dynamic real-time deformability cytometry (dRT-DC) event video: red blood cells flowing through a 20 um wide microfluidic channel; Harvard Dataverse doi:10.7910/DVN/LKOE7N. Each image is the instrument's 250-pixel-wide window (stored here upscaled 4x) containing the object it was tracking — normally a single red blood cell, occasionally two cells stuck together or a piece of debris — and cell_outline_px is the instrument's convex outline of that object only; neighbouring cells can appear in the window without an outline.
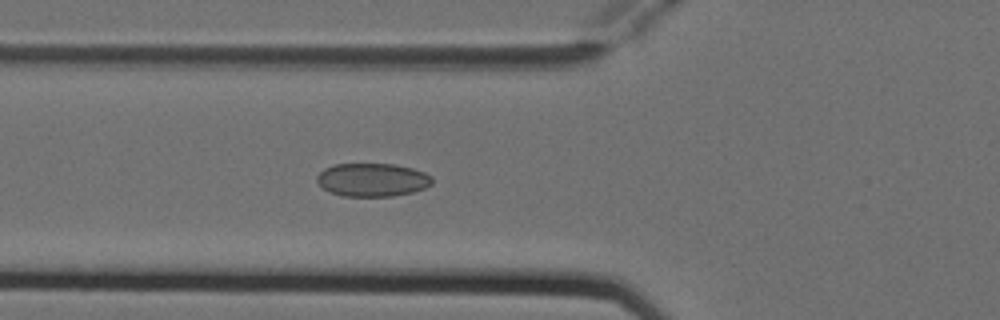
{"species": "Egyptian fruit bat (a non-hibernating species)", "species_latin": "Rousettus aegyptiacus", "temperature_condition": "cold", "stored_images_in_passage": 5, "camera_frame_rate_fps": 3000, "um_per_image_px": 0.085, "animal": {"sex": "female"}, "frame": {"image": 1, "passage_image": 5, "time_ms": 1.333, "image_size_px": [1000, 320], "cell_outline_px": [[432, 184], [424, 188], [412, 192], [392, 196], [340, 196], [328, 192], [316, 180], [316, 176], [324, 168], [332, 164], [392, 164], [412, 168], [424, 172], [432, 176]], "centroid_in_image_um": [31.63, 15.28], "position_along_channel_um": 94.2, "area_um2": 22.43}}